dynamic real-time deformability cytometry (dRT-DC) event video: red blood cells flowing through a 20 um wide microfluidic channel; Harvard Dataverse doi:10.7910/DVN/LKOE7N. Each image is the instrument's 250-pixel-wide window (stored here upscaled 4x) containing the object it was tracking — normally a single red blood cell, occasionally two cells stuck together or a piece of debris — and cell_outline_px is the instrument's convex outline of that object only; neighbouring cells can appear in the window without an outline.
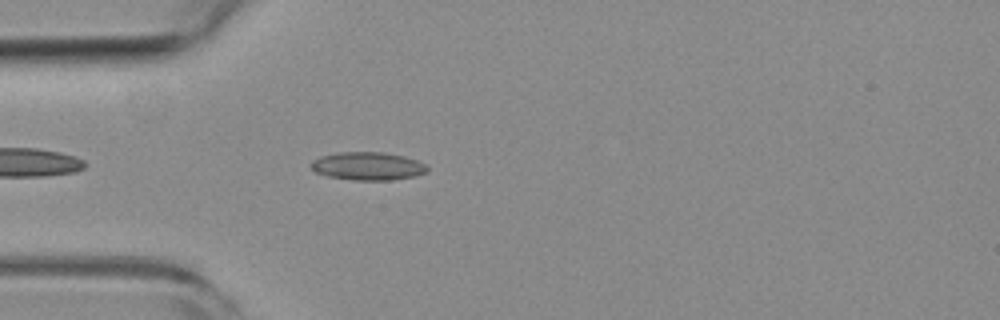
{"species": "common noctule bat (a hibernating species)", "species_latin": "Nyctalus noctula", "temperature_condition": "room temperature", "stored_images_in_passage": 42, "camera_frame_rate_fps": 3000, "um_per_image_px": 0.085, "animal": {"sex": "female", "body_mass_g": 19.3, "forearm_length_mm": 54.1}, "frame": {"image": 1, "passage_image": 4, "time_ms": 1.0, "image_size_px": [1000, 320], "cell_outline_px": [[428, 172], [416, 176], [392, 180], [352, 180], [328, 176], [316, 172], [308, 164], [312, 160], [320, 156], [340, 152], [384, 152], [404, 156], [428, 164]], "centroid_in_image_um": [31.29, 14.12], "position_along_channel_um": 53.7, "area_um2": 19.25}}
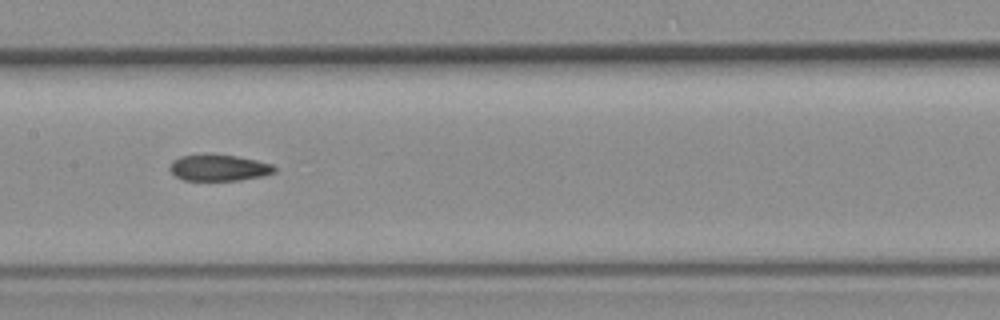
{"frame": {"image": 2, "passage_image": 15, "time_ms": 4.667, "image_size_px": [1000, 320], "cell_outline_px": [[276, 172], [264, 176], [240, 180], [184, 180], [176, 176], [168, 168], [172, 160], [180, 156], [236, 156], [256, 160], [272, 164], [276, 168]], "centroid_in_image_um": [18.63, 14.29], "position_along_channel_um": 188.8, "area_um2": 15.66}}
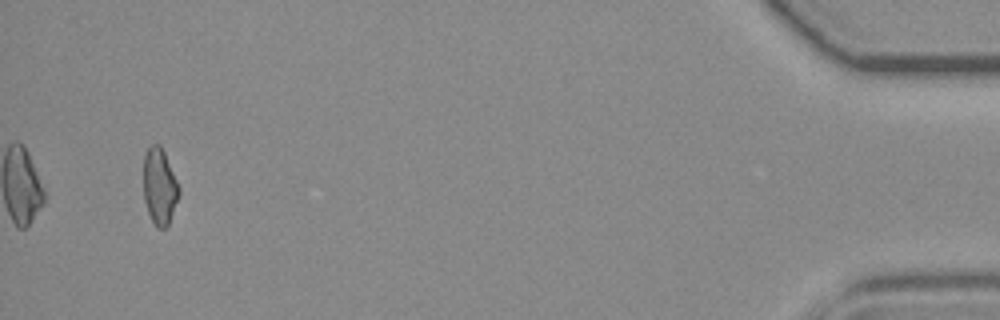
{"frame": {"image": 3, "passage_image": 40, "time_ms": 13.0, "image_size_px": [1000, 320], "cell_outline_px": [[180, 192], [168, 224], [164, 228], [156, 228], [148, 212], [144, 200], [144, 156], [148, 148], [152, 144], [160, 144], [164, 152], [180, 188]], "centroid_in_image_um": [13.55, 15.84], "position_along_channel_um": 421.6, "area_um2": 15.55}, "authors_computed_cell_mechanics": {"area_um2": 16.7042, "velocity_mm_per_s": 3.8521, "shape_relaxation_time_tau1_ms": null, "shape_relaxation_time_tau2_ms": 2.3742, "deformation_change_tau1": null, "deformation_change_tau2": 0.0767}}